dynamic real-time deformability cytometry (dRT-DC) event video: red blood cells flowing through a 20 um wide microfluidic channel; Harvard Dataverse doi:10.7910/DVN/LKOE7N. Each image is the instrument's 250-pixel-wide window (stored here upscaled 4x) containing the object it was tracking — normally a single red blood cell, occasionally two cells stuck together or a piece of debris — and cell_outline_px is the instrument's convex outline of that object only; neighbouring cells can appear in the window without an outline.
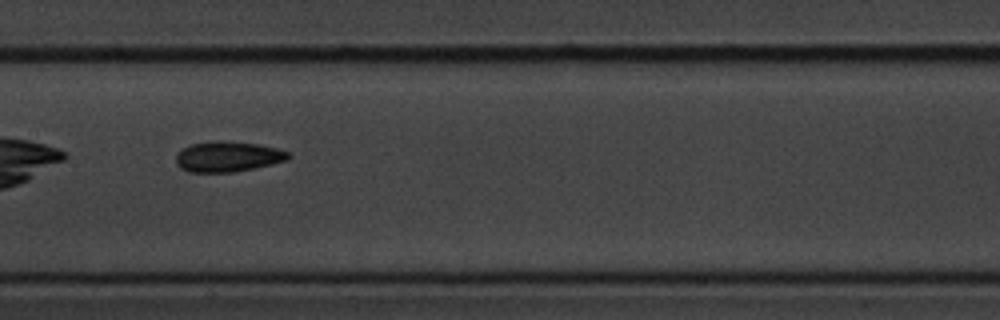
{"species": "common noctule bat (a hibernating species)", "species_latin": "Nyctalus noctula", "temperature_condition": "cold", "stored_images_in_passage": 9, "camera_frame_rate_fps": 3000, "um_per_image_px": 0.085, "animal": {"sex": "male", "body_mass_g": 20.1, "forearm_length_mm": 53.5}, "frame": {"image": 1, "passage_image": 7, "time_ms": 8.0, "image_size_px": [1000, 320], "cell_outline_px": [[292, 156], [288, 160], [272, 164], [232, 172], [188, 172], [180, 168], [176, 164], [176, 152], [192, 144], [212, 140], [216, 140], [260, 144], [276, 148], [288, 152]], "centroid_in_image_um": [19.35, 13.31], "position_along_channel_um": 188.1, "area_um2": 20.0}}